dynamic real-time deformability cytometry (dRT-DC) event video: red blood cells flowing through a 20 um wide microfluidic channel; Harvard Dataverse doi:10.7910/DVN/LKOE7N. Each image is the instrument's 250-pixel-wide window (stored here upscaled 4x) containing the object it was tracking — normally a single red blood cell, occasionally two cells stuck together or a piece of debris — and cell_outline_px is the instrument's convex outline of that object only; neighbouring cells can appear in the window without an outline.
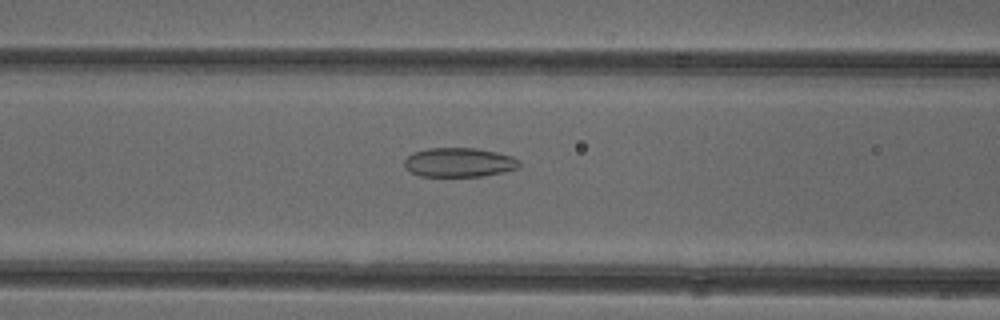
{"species": "common noctule bat (a hibernating species)", "species_latin": "Nyctalus noctula", "temperature_condition": "cold", "stored_images_in_passage": 47, "camera_frame_rate_fps": 3000, "um_per_image_px": 0.085, "animal": {"sex": "female"}, "frame": {"image": 1, "passage_image": 16, "time_ms": 5.0, "image_size_px": [1000, 320], "cell_outline_px": [[520, 168], [504, 172], [484, 176], [420, 176], [404, 168], [404, 160], [412, 152], [428, 148], [476, 148], [496, 152], [512, 156], [520, 160]], "centroid_in_image_um": [39.04, 13.8], "position_along_channel_um": 127.6, "area_um2": 19.77}}
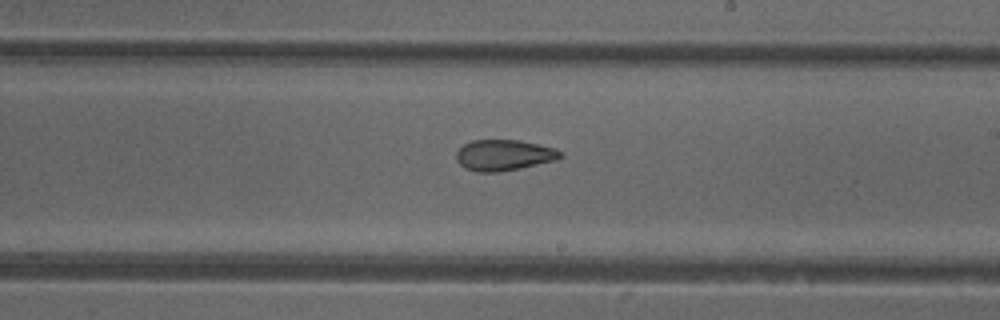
{"frame": {"image": 2, "passage_image": 25, "time_ms": 8.0, "image_size_px": [1000, 320], "cell_outline_px": [[564, 156], [556, 160], [520, 168], [496, 172], [476, 172], [464, 168], [456, 160], [456, 152], [464, 144], [472, 140], [520, 140], [556, 148]], "centroid_in_image_um": [42.82, 13.18], "position_along_channel_um": 246.2, "area_um2": 18.79}}
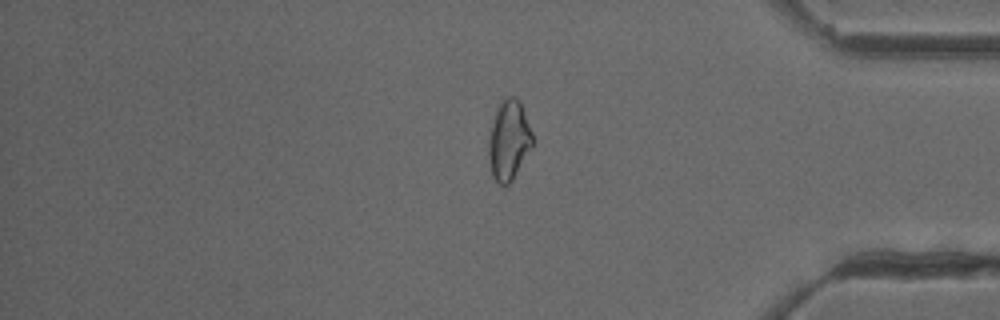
{"frame": {"image": 3, "passage_image": 38, "time_ms": 12.333, "image_size_px": [1000, 320], "cell_outline_px": [[532, 144], [512, 180], [508, 184], [500, 184], [492, 176], [488, 156], [488, 140], [496, 108], [508, 96], [512, 96], [520, 104], [524, 112], [532, 132]], "centroid_in_image_um": [43.22, 11.94], "position_along_channel_um": 392.0, "area_um2": 19.77}, "authors_computed_cell_mechanics": {"area_um2": 20.3456, "velocity_mm_per_s": 3.9568, "shape_relaxation_time_tau1_ms": null, "shape_relaxation_time_tau2_ms": 2.8353, "deformation_change_tau1": null, "deformation_change_tau2": 0.0978}}